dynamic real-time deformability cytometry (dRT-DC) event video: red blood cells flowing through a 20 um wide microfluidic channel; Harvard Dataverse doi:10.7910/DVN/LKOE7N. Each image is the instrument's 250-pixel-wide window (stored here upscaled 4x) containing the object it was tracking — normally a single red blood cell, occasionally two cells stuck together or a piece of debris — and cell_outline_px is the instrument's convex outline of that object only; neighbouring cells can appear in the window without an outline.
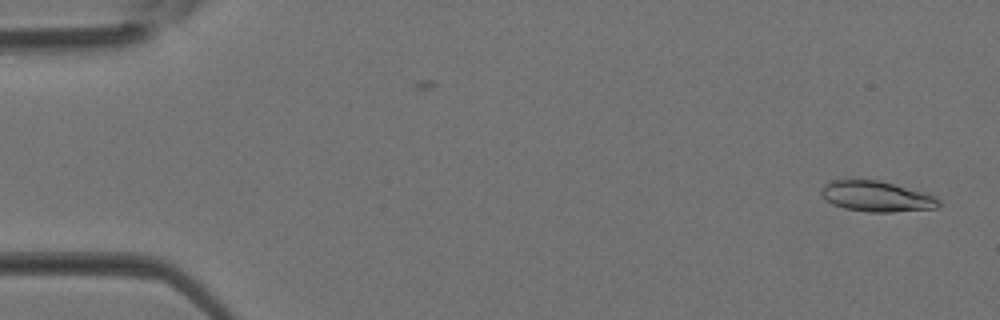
{"species": "Egyptian fruit bat (a non-hibernating species)", "species_latin": "Rousettus aegyptiacus", "temperature_condition": "room temperature", "stored_images_in_passage": 36, "camera_frame_rate_fps": 3000, "um_per_image_px": 0.085, "animal": {"sex": "female"}, "frame": {"image": 1, "passage_image": 1, "time_ms": 0.0, "image_size_px": [1000, 320], "cell_outline_px": [[940, 204], [936, 208], [892, 212], [868, 212], [844, 208], [832, 204], [824, 200], [820, 196], [820, 192], [824, 184], [832, 180], [848, 176], [880, 180], [924, 192], [936, 196], [940, 200]], "centroid_in_image_um": [74.42, 16.65], "position_along_channel_um": 10.6, "area_um2": 21.79}}
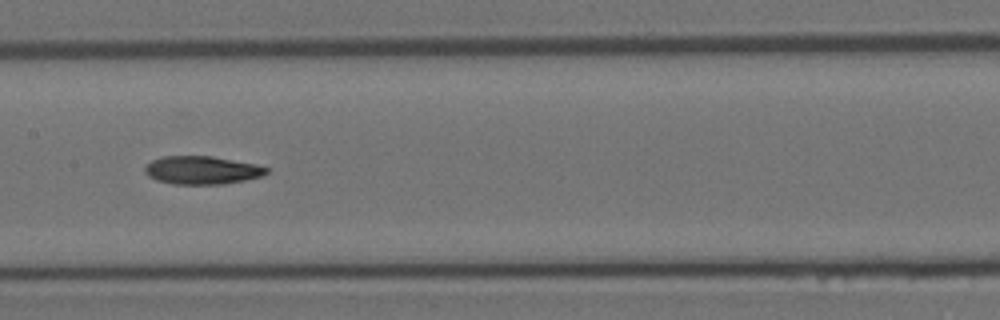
{"frame": {"image": 2, "passage_image": 18, "time_ms": 5.667, "image_size_px": [1000, 320], "cell_outline_px": [[268, 172], [260, 176], [244, 180], [224, 184], [172, 184], [156, 180], [148, 176], [144, 172], [144, 168], [152, 160], [164, 156], [212, 156], [256, 164], [268, 168]], "centroid_in_image_um": [17.14, 14.46], "position_along_channel_um": 190.3, "area_um2": 19.88}}
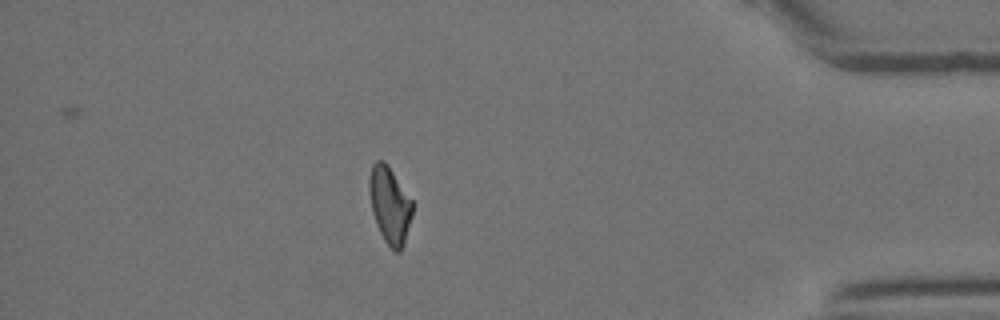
{"frame": {"image": 3, "passage_image": 32, "time_ms": 10.333, "image_size_px": [1000, 320], "cell_outline_px": [[412, 216], [404, 244], [400, 252], [396, 252], [384, 240], [376, 224], [372, 212], [368, 188], [368, 180], [372, 164], [376, 160], [384, 160], [388, 164], [412, 200]], "centroid_in_image_um": [33.11, 17.4], "position_along_channel_um": 402.1, "area_um2": 19.42}}